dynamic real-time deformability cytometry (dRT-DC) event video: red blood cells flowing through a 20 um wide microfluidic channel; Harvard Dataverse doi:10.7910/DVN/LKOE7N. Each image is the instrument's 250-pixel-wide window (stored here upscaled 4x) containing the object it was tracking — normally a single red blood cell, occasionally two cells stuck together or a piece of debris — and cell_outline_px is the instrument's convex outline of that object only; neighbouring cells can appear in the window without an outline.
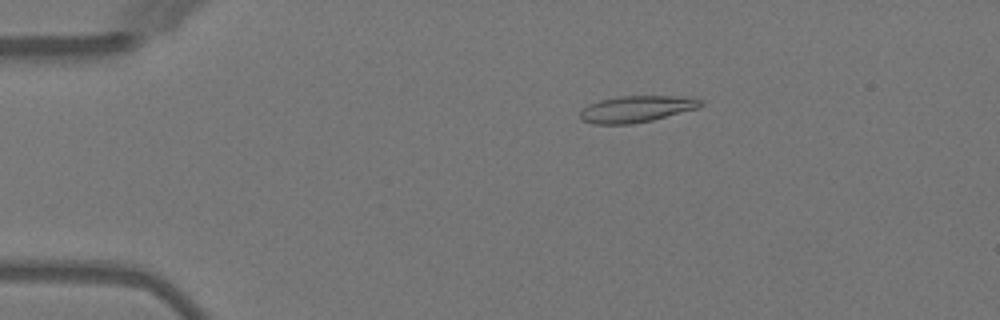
{"species": "Egyptian fruit bat (a non-hibernating species)", "species_latin": "Rousettus aegyptiacus", "temperature_condition": "warm", "stored_images_in_passage": 5, "camera_frame_rate_fps": 3000, "um_per_image_px": 0.085, "animal": {"sex": "female"}, "frame": {"image": 1, "passage_image": 3, "time_ms": 2.333, "image_size_px": [1000, 320], "cell_outline_px": [[704, 104], [696, 108], [652, 120], [632, 124], [592, 124], [580, 120], [580, 112], [588, 104], [600, 100], [620, 96], [692, 96], [704, 100]], "centroid_in_image_um": [54.11, 9.26], "position_along_channel_um": 30.9, "area_um2": 18.73}}